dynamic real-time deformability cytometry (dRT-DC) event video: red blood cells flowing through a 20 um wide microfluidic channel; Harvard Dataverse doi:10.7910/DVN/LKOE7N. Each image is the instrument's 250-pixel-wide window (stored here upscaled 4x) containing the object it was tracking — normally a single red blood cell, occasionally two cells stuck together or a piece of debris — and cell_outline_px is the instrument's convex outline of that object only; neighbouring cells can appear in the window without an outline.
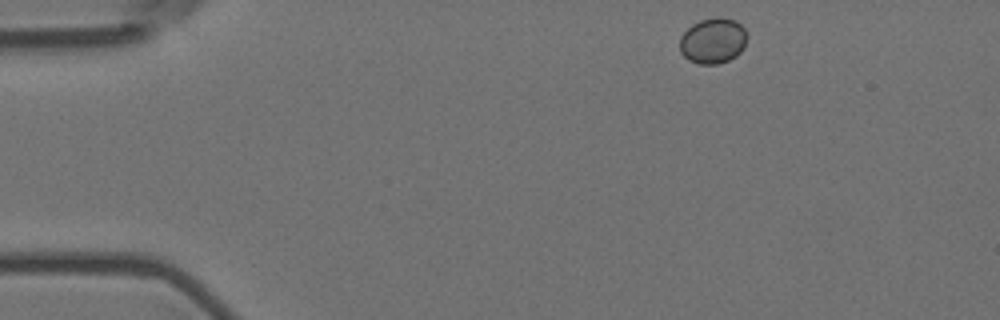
{"species": "Egyptian fruit bat (a non-hibernating species)", "species_latin": "Rousettus aegyptiacus", "temperature_condition": "room temperature", "stored_images_in_passage": 4, "camera_frame_rate_fps": 3000, "um_per_image_px": 0.085, "animal": {"sex": "female"}, "frame": {"image": 1, "passage_image": 1, "time_ms": 0.0, "image_size_px": [1000, 320], "cell_outline_px": [[744, 48], [736, 56], [728, 60], [716, 64], [700, 64], [688, 60], [680, 52], [680, 36], [692, 24], [700, 20], [720, 16], [736, 20], [744, 28]], "centroid_in_image_um": [60.57, 3.46], "position_along_channel_um": 24.4, "area_um2": 17.8}}
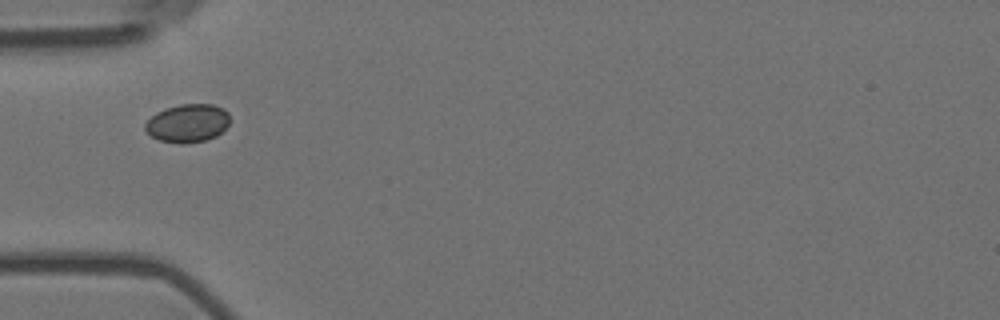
{"frame": {"image": 2, "passage_image": 4, "time_ms": 1.0, "image_size_px": [1000, 320], "cell_outline_px": [[228, 124], [216, 136], [204, 140], [184, 144], [180, 144], [160, 140], [152, 136], [144, 128], [144, 124], [156, 112], [164, 108], [180, 104], [212, 104], [224, 108], [228, 112]], "centroid_in_image_um": [15.93, 10.46], "position_along_channel_um": 69.1, "area_um2": 18.79}}